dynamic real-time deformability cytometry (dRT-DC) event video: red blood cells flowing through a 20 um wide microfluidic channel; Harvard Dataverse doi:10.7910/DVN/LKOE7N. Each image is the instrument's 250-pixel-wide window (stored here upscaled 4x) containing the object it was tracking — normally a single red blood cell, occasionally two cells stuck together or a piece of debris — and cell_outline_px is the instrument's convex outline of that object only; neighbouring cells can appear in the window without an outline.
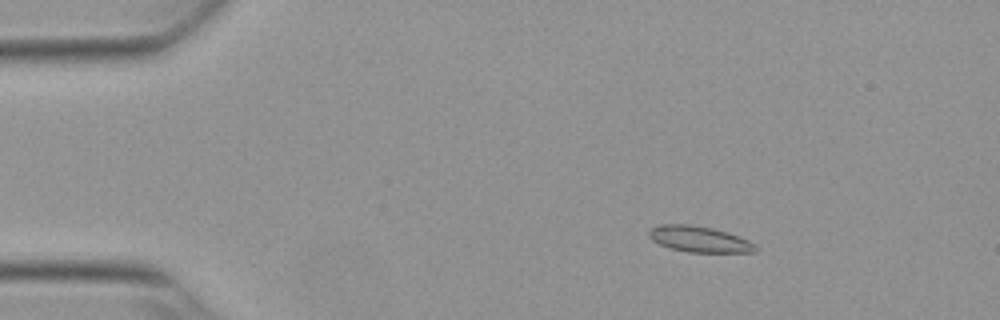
{"species": "Egyptian fruit bat (a non-hibernating species)", "species_latin": "Rousettus aegyptiacus", "temperature_condition": "warm", "stored_images_in_passage": 29, "camera_frame_rate_fps": 3000, "um_per_image_px": 0.085, "animal": {"sex": "female"}, "frame": {"image": 1, "passage_image": 9, "time_ms": 2.667, "image_size_px": [1000, 320], "cell_outline_px": [[756, 252], [688, 252], [668, 248], [652, 240], [648, 236], [648, 232], [652, 228], [660, 224], [692, 224], [712, 228], [728, 232], [748, 240], [756, 244]], "centroid_in_image_um": [59.42, 20.32], "position_along_channel_um": 25.6, "area_um2": 16.18}}